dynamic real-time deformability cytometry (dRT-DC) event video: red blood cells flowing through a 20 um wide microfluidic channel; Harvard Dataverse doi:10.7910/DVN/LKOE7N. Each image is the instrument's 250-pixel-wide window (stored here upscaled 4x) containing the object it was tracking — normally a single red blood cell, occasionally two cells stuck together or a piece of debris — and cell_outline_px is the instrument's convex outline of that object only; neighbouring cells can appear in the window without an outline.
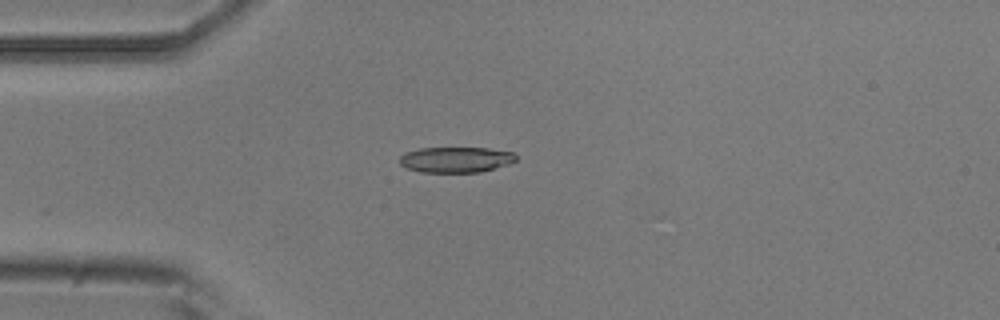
{"species": "common noctule bat (a hibernating species)", "species_latin": "Nyctalus noctula", "temperature_condition": "room temperature", "stored_images_in_passage": 7, "camera_frame_rate_fps": 3000, "um_per_image_px": 0.085, "animal": {"sex": "male", "body_mass_g": 20.5, "forearm_length_mm": 52.5}, "frame": {"image": 1, "passage_image": 4, "time_ms": 4.333, "image_size_px": [1000, 320], "cell_outline_px": [[516, 160], [508, 164], [480, 172], [420, 172], [408, 168], [400, 164], [400, 156], [404, 152], [420, 148], [488, 148], [516, 152]], "centroid_in_image_um": [38.75, 13.56], "position_along_channel_um": 46.2, "area_um2": 17.4}}
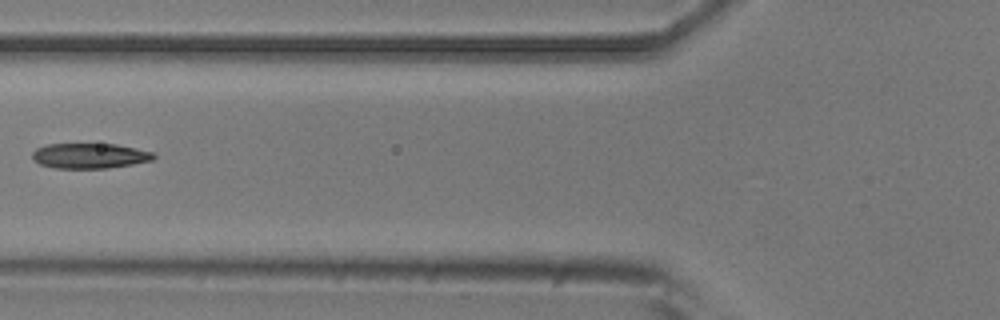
{"frame": {"image": 2, "passage_image": 6, "time_ms": 6.667, "image_size_px": [1000, 320], "cell_outline_px": [[156, 156], [152, 160], [132, 164], [108, 168], [56, 168], [40, 164], [32, 160], [32, 152], [36, 148], [44, 144], [116, 144], [156, 152]], "centroid_in_image_um": [7.62, 13.23], "position_along_channel_um": 118.2, "area_um2": 17.98}}
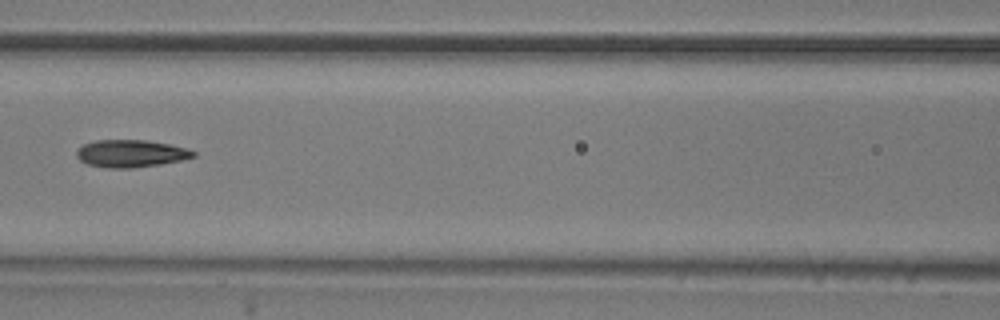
{"frame": {"image": 3, "passage_image": 7, "time_ms": 7.667, "image_size_px": [1000, 320], "cell_outline_px": [[196, 156], [180, 160], [160, 164], [132, 168], [108, 168], [88, 164], [80, 160], [76, 156], [76, 152], [84, 144], [96, 140], [144, 140], [168, 144], [184, 148], [196, 152]], "centroid_in_image_um": [11.1, 13.05], "position_along_channel_um": 155.5, "area_um2": 18.38}}